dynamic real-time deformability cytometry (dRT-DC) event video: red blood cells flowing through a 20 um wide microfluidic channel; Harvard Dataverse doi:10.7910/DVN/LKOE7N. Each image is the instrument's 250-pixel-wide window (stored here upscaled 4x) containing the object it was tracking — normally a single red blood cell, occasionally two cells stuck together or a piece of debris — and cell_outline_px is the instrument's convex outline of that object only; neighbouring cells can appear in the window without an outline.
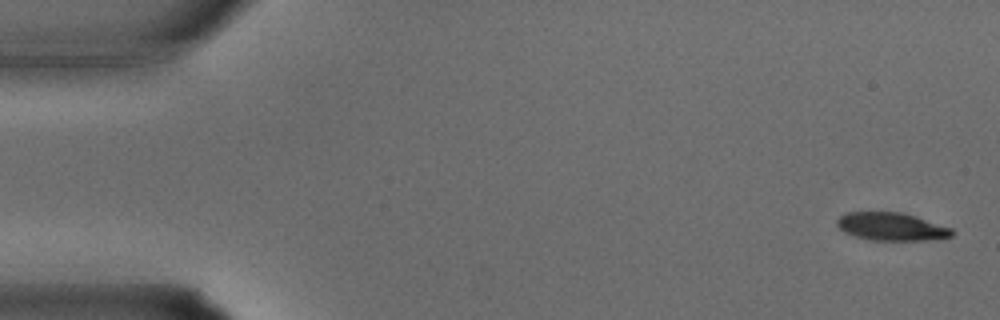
{"species": "common noctule bat (a hibernating species)", "species_latin": "Nyctalus noctula", "temperature_condition": "warm", "stored_images_in_passage": 35, "segment_of_instrument_passage": [1, 2], "camera_frame_rate_fps": 3000, "um_per_image_px": 0.085, "animal": {"sex": "male", "body_mass_g": 15.6}, "frame": {"image": 1, "passage_image": 1, "time_ms": 0.0, "image_size_px": [1000, 320], "cell_outline_px": [[956, 232], [952, 236], [940, 240], [868, 240], [844, 232], [836, 224], [836, 220], [840, 216], [848, 212], [900, 212], [916, 216], [952, 228]], "centroid_in_image_um": [75.82, 19.27], "position_along_channel_um": 9.2, "area_um2": 18.9}}
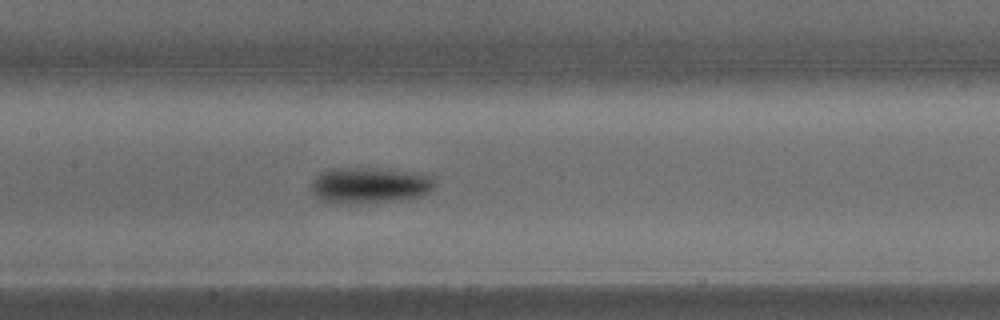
{"frame": {"image": 2, "passage_image": 16, "time_ms": 5.0, "image_size_px": [1000, 320], "cell_outline_px": [[436, 184], [428, 192], [420, 196], [396, 200], [360, 204], [320, 200], [312, 192], [312, 180], [320, 172], [328, 168], [392, 168], [424, 172], [436, 176]], "centroid_in_image_um": [31.51, 15.7], "position_along_channel_um": 175.9, "area_um2": 26.59}}
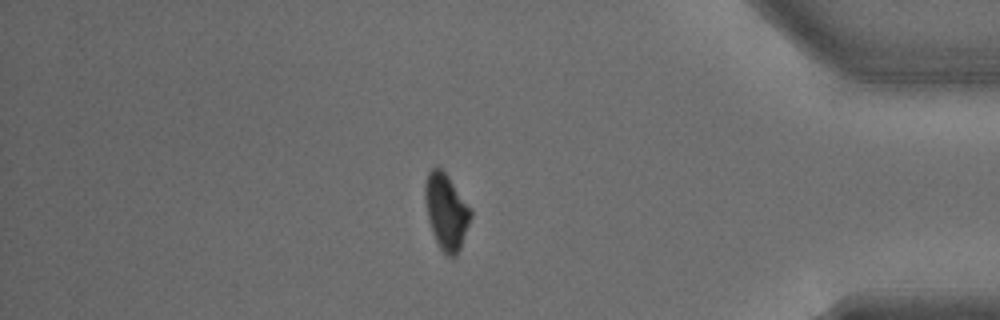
{"frame": {"image": 3, "passage_image": 29, "time_ms": 9.333, "image_size_px": [1000, 320], "cell_outline_px": [[472, 216], [460, 248], [456, 256], [448, 256], [440, 248], [432, 232], [428, 220], [424, 196], [424, 184], [428, 172], [432, 168], [440, 168], [444, 172], [472, 208]], "centroid_in_image_um": [37.93, 17.98], "position_along_channel_um": 397.3, "area_um2": 20.06}}